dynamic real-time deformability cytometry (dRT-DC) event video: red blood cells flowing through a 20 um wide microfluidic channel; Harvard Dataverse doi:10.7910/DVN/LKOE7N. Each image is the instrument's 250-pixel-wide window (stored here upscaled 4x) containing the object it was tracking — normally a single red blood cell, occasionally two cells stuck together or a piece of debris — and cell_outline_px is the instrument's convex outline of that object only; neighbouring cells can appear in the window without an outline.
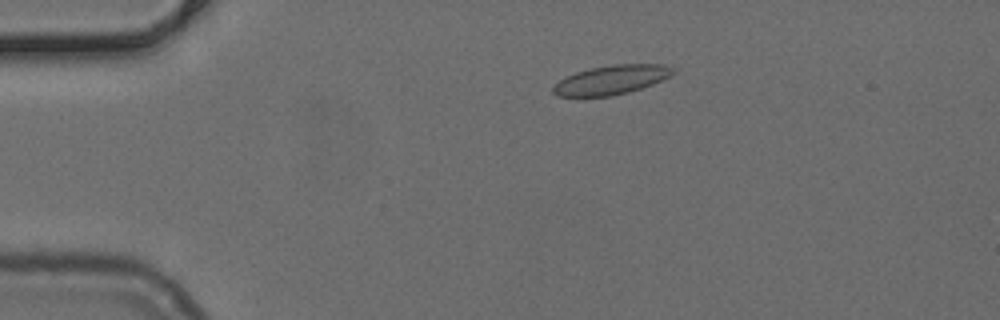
{"species": "common noctule bat (a hibernating species)", "species_latin": "Nyctalus noctula", "temperature_condition": "cold", "stored_images_in_passage": 51, "camera_frame_rate_fps": 3000, "um_per_image_px": 0.085, "animal": {"sex": "female", "body_mass_g": 24.6, "forearm_length_mm": 56.2}, "frame": {"image": 1, "passage_image": 10, "time_ms": 3.0, "image_size_px": [1000, 320], "cell_outline_px": [[676, 72], [652, 84], [628, 92], [612, 96], [556, 96], [552, 92], [552, 88], [560, 80], [576, 72], [592, 68], [612, 64], [664, 64], [672, 68]], "centroid_in_image_um": [51.95, 6.78], "position_along_channel_um": 33.0, "area_um2": 20.06}}
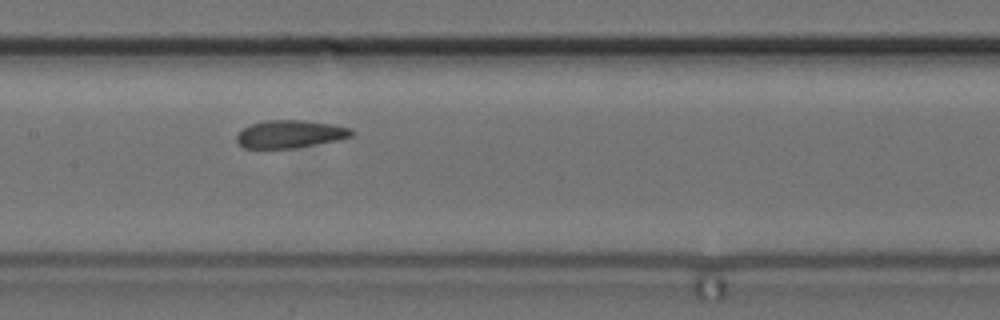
{"frame": {"image": 2, "passage_image": 25, "time_ms": 8.0, "image_size_px": [1000, 320], "cell_outline_px": [[356, 132], [352, 136], [336, 140], [292, 148], [244, 148], [236, 140], [236, 136], [244, 128], [252, 124], [268, 120], [304, 120], [332, 124], [352, 128]], "centroid_in_image_um": [24.69, 11.39], "position_along_channel_um": 182.7, "area_um2": 18.38}}
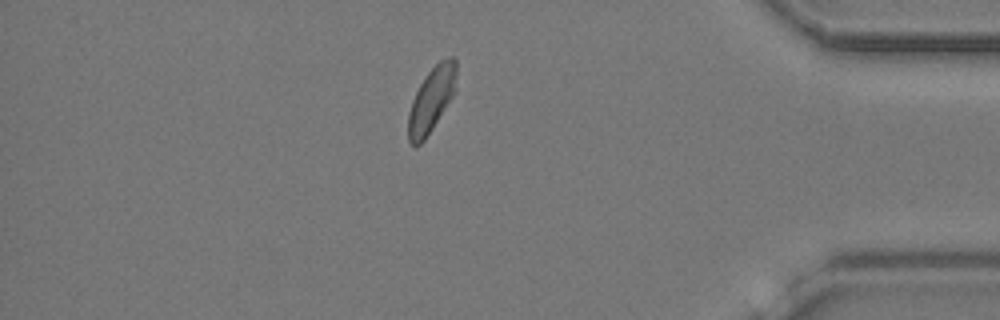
{"frame": {"image": 3, "passage_image": 44, "time_ms": 14.333, "image_size_px": [1000, 320], "cell_outline_px": [[456, 88], [452, 96], [432, 128], [424, 140], [416, 148], [408, 140], [408, 112], [412, 100], [420, 84], [428, 72], [440, 60], [452, 56], [456, 60]], "centroid_in_image_um": [36.66, 8.47], "position_along_channel_um": 398.5, "area_um2": 17.92}}